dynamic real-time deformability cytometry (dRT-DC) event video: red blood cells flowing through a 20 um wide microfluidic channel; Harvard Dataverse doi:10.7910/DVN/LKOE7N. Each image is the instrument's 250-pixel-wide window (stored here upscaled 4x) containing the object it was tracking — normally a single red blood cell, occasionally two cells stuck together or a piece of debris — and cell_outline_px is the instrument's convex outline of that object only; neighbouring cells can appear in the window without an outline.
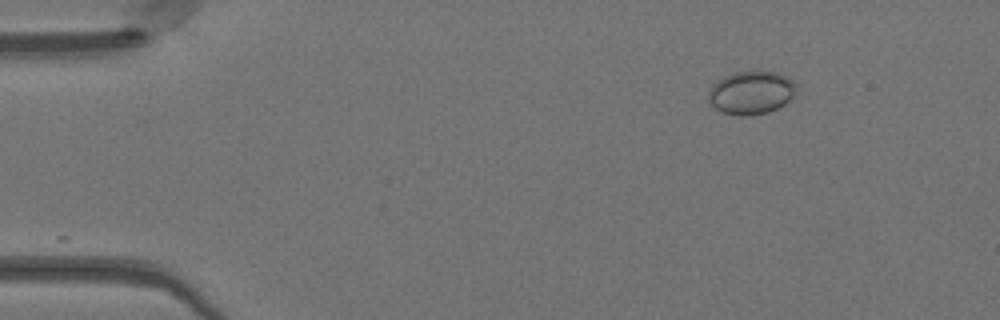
{"species": "Egyptian fruit bat (a non-hibernating species)", "species_latin": "Rousettus aegyptiacus", "temperature_condition": "warm", "stored_images_in_passage": 26, "camera_frame_rate_fps": 3000, "um_per_image_px": 0.085, "animal": {"sex": "female"}, "frame": {"image": 1, "passage_image": 1, "time_ms": 0.0, "image_size_px": [1000, 320], "cell_outline_px": [[796, 96], [784, 104], [768, 112], [744, 116], [740, 116], [724, 112], [716, 108], [708, 100], [708, 92], [712, 84], [724, 76], [736, 72], [756, 68], [780, 72], [788, 76], [796, 84]], "centroid_in_image_um": [63.9, 7.81], "position_along_channel_um": 21.1, "area_um2": 22.77}}
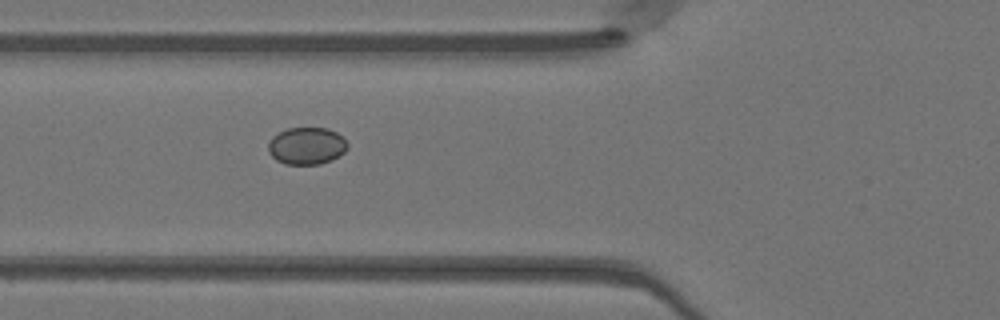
{"frame": {"image": 2, "passage_image": 13, "time_ms": 4.0, "image_size_px": [1000, 320], "cell_outline_px": [[348, 148], [344, 152], [332, 160], [320, 164], [284, 164], [276, 160], [268, 152], [268, 144], [272, 136], [288, 128], [328, 128], [336, 132], [348, 144]], "centroid_in_image_um": [26.05, 12.4], "position_along_channel_um": 99.7, "area_um2": 17.17}}
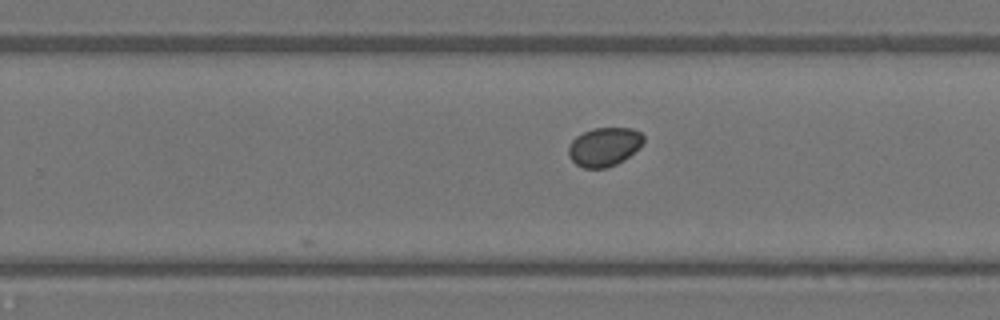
{"frame": {"image": 3, "passage_image": 26, "time_ms": 8.333, "image_size_px": [1000, 320], "cell_outline_px": [[644, 140], [624, 160], [608, 168], [584, 168], [576, 164], [568, 156], [568, 148], [572, 140], [576, 136], [592, 128], [632, 128], [640, 132], [644, 136]], "centroid_in_image_um": [51.32, 12.48], "position_along_channel_um": 278.5, "area_um2": 16.82}}